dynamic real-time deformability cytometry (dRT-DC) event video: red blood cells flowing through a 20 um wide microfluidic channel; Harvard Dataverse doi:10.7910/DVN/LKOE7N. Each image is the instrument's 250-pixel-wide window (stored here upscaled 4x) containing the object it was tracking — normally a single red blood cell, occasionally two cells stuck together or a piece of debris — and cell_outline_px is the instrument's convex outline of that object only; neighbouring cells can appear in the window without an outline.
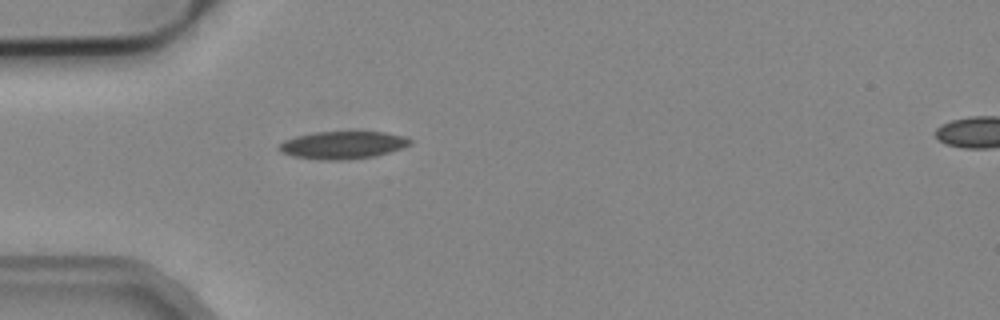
{"species": "common noctule bat (a hibernating species)", "species_latin": "Nyctalus noctula", "temperature_condition": "cold", "stored_images_in_passage": 3, "camera_frame_rate_fps": 3000, "um_per_image_px": 0.085, "animal": {"sex": "male", "body_mass_g": 19.2, "forearm_length_mm": 51.8}, "frame": {"image": 1, "passage_image": 3, "time_ms": 0.667, "image_size_px": [1000, 320], "cell_outline_px": [[412, 144], [404, 148], [376, 156], [344, 160], [320, 160], [292, 156], [280, 152], [276, 148], [284, 140], [296, 136], [316, 132], [384, 132], [404, 136], [412, 140]], "centroid_in_image_um": [29.14, 12.34], "position_along_channel_um": 55.9, "area_um2": 21.27}}